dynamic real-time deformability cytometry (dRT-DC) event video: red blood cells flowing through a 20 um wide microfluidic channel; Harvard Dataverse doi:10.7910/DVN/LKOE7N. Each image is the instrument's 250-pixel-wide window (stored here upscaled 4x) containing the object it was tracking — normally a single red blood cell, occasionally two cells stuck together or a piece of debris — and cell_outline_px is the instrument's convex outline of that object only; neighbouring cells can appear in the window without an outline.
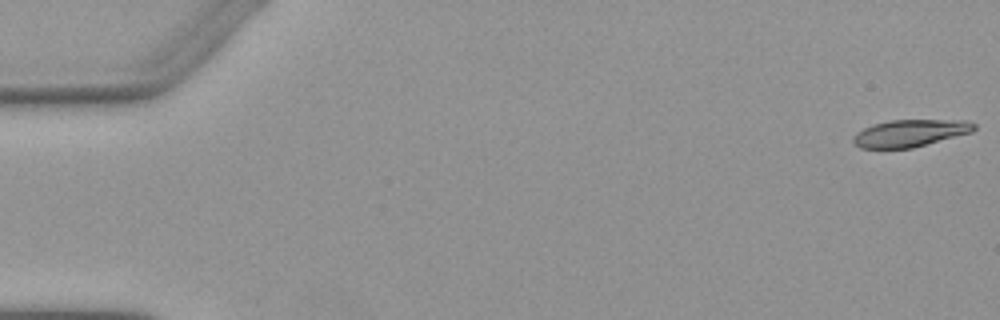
{"species": "Egyptian fruit bat (a non-hibernating species)", "species_latin": "Rousettus aegyptiacus", "temperature_condition": "warm", "stored_images_in_passage": 5, "camera_frame_rate_fps": 3000, "um_per_image_px": 0.085, "animal": {"sex": "female"}, "frame": {"image": 1, "passage_image": 1, "time_ms": 0.0, "image_size_px": [1000, 320], "cell_outline_px": [[976, 128], [972, 132], [912, 148], [860, 148], [852, 140], [852, 136], [856, 132], [872, 124], [892, 120], [968, 120], [976, 124]], "centroid_in_image_um": [77.36, 11.31], "position_along_channel_um": 7.6, "area_um2": 19.13}}
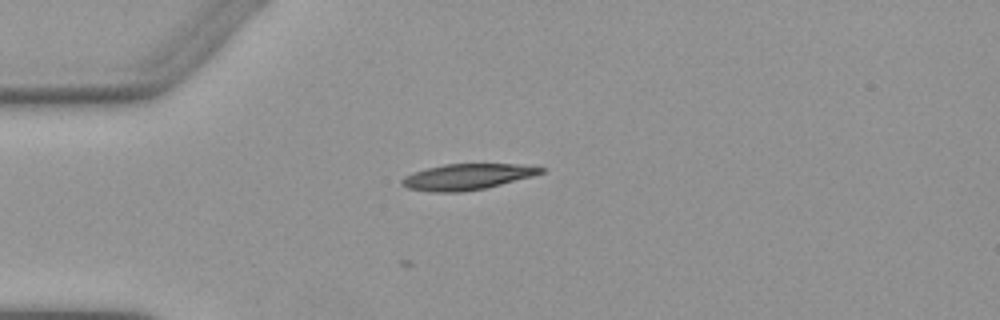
{"frame": {"image": 2, "passage_image": 4, "time_ms": 4.333, "image_size_px": [1000, 320], "cell_outline_px": [[544, 172], [532, 176], [484, 188], [460, 192], [428, 192], [408, 188], [400, 184], [400, 180], [404, 176], [412, 172], [444, 164], [516, 164], [544, 168]], "centroid_in_image_um": [39.63, 15.03], "position_along_channel_um": 45.4, "area_um2": 20.81}}
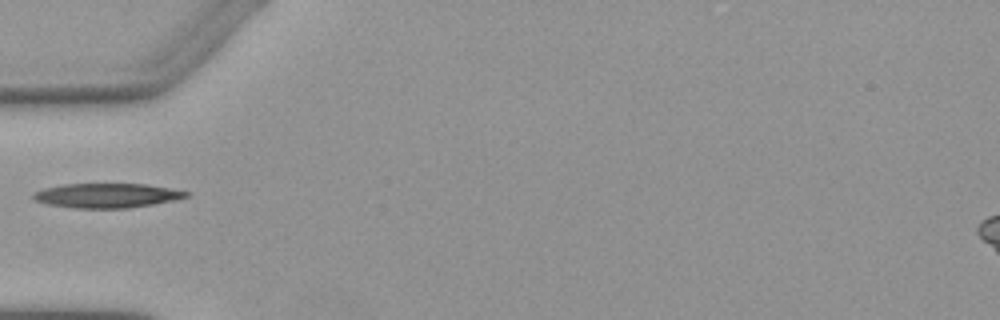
{"frame": {"image": 3, "passage_image": 5, "time_ms": 5.667, "image_size_px": [1000, 320], "cell_outline_px": [[192, 192], [188, 196], [172, 200], [152, 204], [128, 208], [76, 208], [48, 204], [36, 200], [32, 196], [32, 192], [44, 188], [64, 184], [148, 184]], "centroid_in_image_um": [9.08, 16.61], "position_along_channel_um": 75.9, "area_um2": 21.68}}